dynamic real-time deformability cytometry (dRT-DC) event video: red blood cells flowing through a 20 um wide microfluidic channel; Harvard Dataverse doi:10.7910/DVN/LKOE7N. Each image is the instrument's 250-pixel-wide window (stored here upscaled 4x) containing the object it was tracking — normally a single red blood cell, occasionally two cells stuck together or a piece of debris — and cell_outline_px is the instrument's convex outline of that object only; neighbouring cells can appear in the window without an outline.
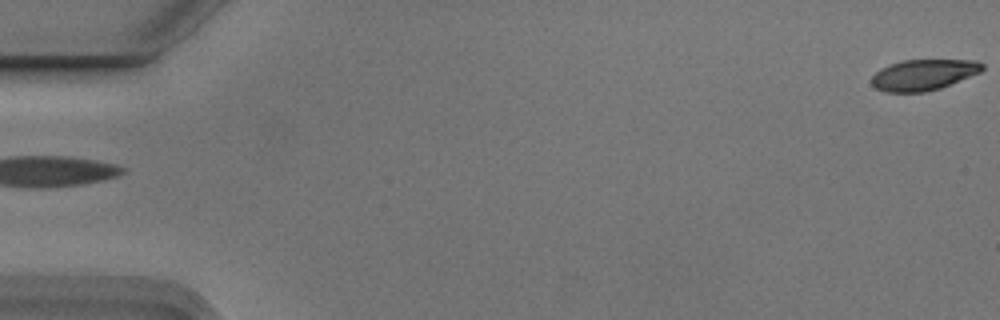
{"species": "Egyptian fruit bat (a non-hibernating species)", "species_latin": "Rousettus aegyptiacus", "temperature_condition": "cold", "stored_images_in_passage": 2, "segment_of_instrument_passage": [2, 2], "camera_frame_rate_fps": 3000, "um_per_image_px": 0.085, "animal": {"sex": "male"}, "frame": {"image": 1, "passage_image": 2, "time_ms": 0.333, "image_size_px": [1000, 320], "cell_outline_px": [[984, 68], [980, 72], [940, 88], [924, 92], [884, 92], [876, 88], [872, 84], [872, 76], [880, 68], [904, 60], [976, 60], [984, 64]], "centroid_in_image_um": [78.5, 6.36], "position_along_channel_um": 6.5, "area_um2": 19.77}}